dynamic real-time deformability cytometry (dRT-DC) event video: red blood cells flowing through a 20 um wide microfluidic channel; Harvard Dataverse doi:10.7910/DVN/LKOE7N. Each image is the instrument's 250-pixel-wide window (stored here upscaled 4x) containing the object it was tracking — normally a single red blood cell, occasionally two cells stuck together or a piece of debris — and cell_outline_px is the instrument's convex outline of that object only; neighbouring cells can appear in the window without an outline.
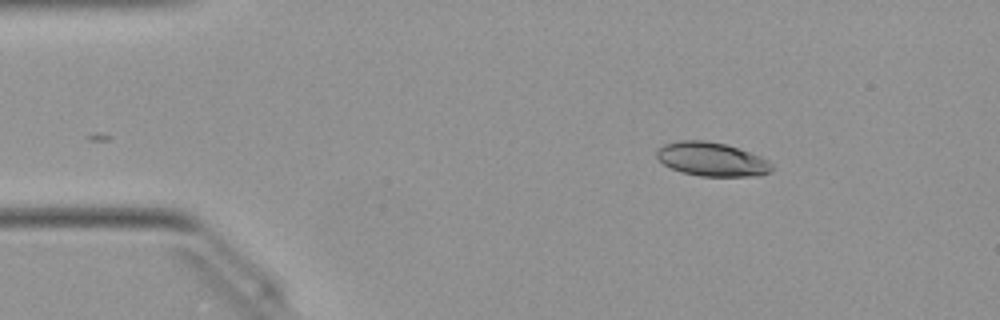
{"species": "Egyptian fruit bat (a non-hibernating species)", "species_latin": "Rousettus aegyptiacus", "temperature_condition": "warm", "stored_images_in_passage": 37, "camera_frame_rate_fps": 3000, "um_per_image_px": 0.085, "animal": {"sex": "female"}, "frame": {"image": 1, "passage_image": 1, "time_ms": 0.0, "image_size_px": [1000, 320], "cell_outline_px": [[772, 168], [768, 172], [760, 176], [700, 176], [680, 172], [664, 164], [656, 156], [656, 152], [664, 144], [680, 140], [704, 140], [724, 144], [760, 156], [768, 160], [772, 164]], "centroid_in_image_um": [60.49, 13.54], "position_along_channel_um": 24.5, "area_um2": 22.48}}
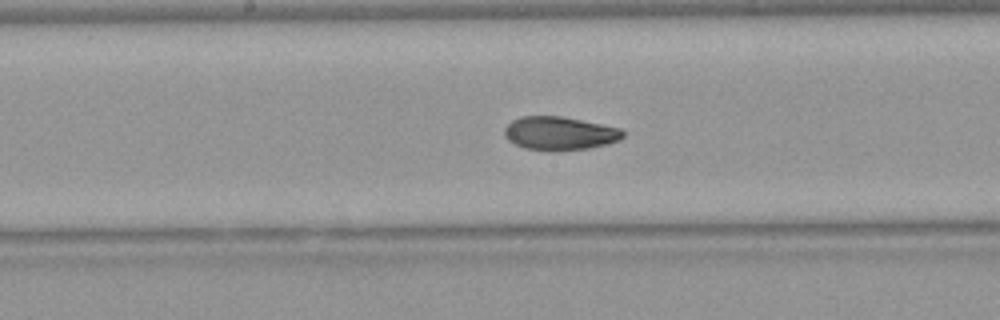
{"frame": {"image": 2, "passage_image": 19, "time_ms": 6.0, "image_size_px": [1000, 320], "cell_outline_px": [[624, 136], [620, 140], [608, 144], [588, 148], [556, 152], [524, 148], [508, 140], [504, 136], [504, 128], [512, 120], [520, 116], [560, 116], [620, 128], [624, 132]], "centroid_in_image_um": [47.55, 11.35], "position_along_channel_um": 200.6, "area_um2": 23.24}}
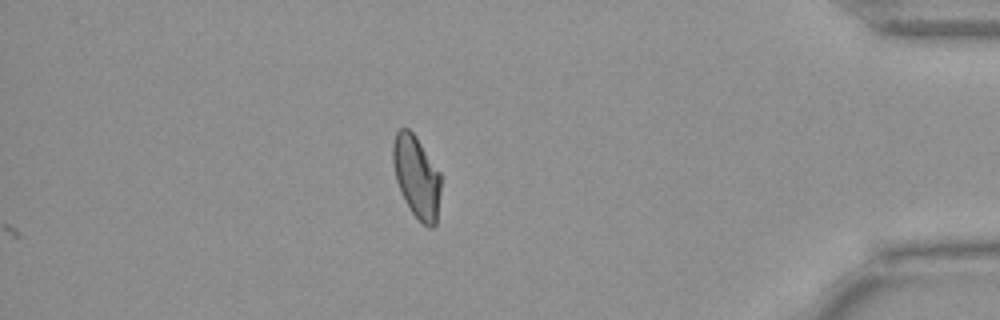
{"frame": {"image": 3, "passage_image": 37, "time_ms": 12.0, "image_size_px": [1000, 320], "cell_outline_px": [[440, 192], [436, 224], [432, 228], [428, 228], [412, 212], [404, 200], [400, 192], [396, 180], [392, 164], [392, 144], [396, 132], [400, 128], [408, 128], [416, 136], [440, 172]], "centroid_in_image_um": [35.39, 15.01], "position_along_channel_um": 399.8, "area_um2": 23.0}, "authors_computed_cell_mechanics": {"area_um2": 23.12, "velocity_mm_per_s": 4.0349, "shape_relaxation_time_tau1_ms": null, "shape_relaxation_time_tau2_ms": 1.9122, "deformation_change_tau1": null, "deformation_change_tau2": 0.0651}}